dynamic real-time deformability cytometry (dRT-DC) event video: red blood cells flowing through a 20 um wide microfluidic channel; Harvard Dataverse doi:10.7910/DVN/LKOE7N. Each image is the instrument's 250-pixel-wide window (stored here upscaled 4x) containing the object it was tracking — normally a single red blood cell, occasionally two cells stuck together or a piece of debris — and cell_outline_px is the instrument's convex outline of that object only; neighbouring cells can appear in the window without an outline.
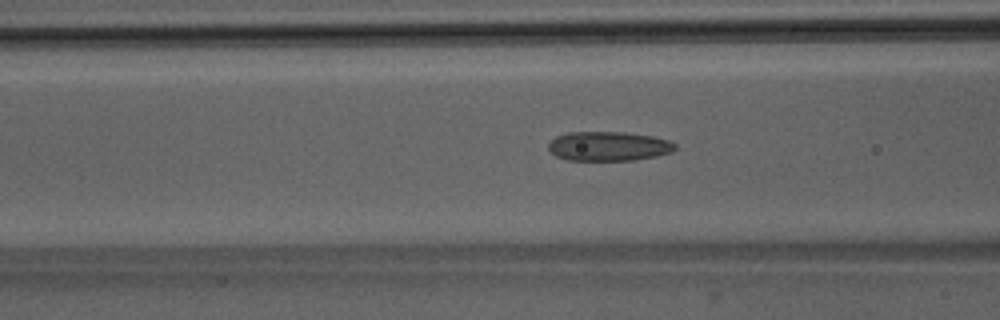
{"species": "Egyptian fruit bat (a non-hibernating species)", "species_latin": "Rousettus aegyptiacus", "temperature_condition": "room temperature", "stored_images_in_passage": 36, "camera_frame_rate_fps": 3000, "um_per_image_px": 0.085, "animal": {"sex": "male"}, "frame": {"image": 1, "passage_image": 5, "time_ms": 1.333, "image_size_px": [1000, 320], "cell_outline_px": [[676, 148], [672, 152], [656, 156], [632, 160], [568, 160], [556, 156], [548, 148], [548, 144], [556, 136], [568, 132], [624, 132], [652, 136], [668, 140], [676, 144]], "centroid_in_image_um": [51.73, 12.42], "position_along_channel_um": 114.9, "area_um2": 21.62}}
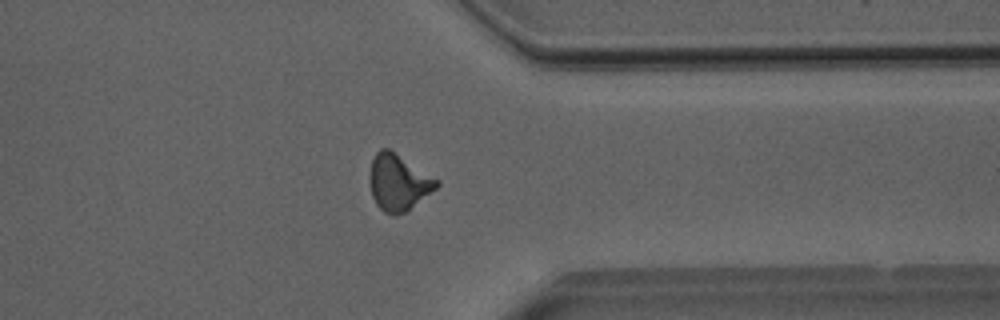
{"frame": {"image": 2, "passage_image": 25, "time_ms": 8.0, "image_size_px": [1000, 320], "cell_outline_px": [[440, 184], [436, 188], [404, 212], [392, 216], [384, 212], [376, 204], [372, 196], [368, 180], [368, 176], [372, 160], [376, 152], [380, 148], [388, 148], [440, 180]], "centroid_in_image_um": [33.83, 15.49], "position_along_channel_um": 377.6, "area_um2": 21.91}}
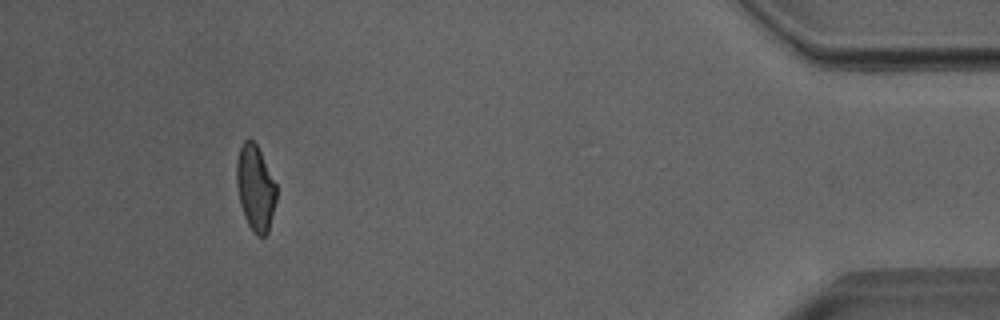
{"frame": {"image": 3, "passage_image": 32, "time_ms": 10.333, "image_size_px": [1000, 320], "cell_outline_px": [[276, 200], [268, 232], [264, 236], [256, 236], [252, 232], [244, 216], [240, 204], [236, 184], [236, 160], [240, 148], [244, 140], [252, 140], [256, 144], [276, 184]], "centroid_in_image_um": [21.69, 16.0], "position_along_channel_um": 413.5, "area_um2": 19.77}, "authors_computed_cell_mechanics": {"area_um2": 21.0392, "velocity_mm_per_s": 4.0127, "shape_relaxation_time_tau1_ms": 6.4715, "shape_relaxation_time_tau2_ms": 1.6559, "deformation_change_tau1": 0.1566, "deformation_change_tau2": 0.0801}}